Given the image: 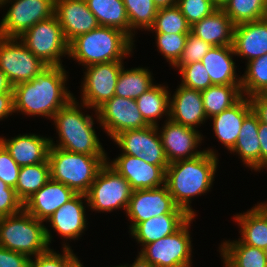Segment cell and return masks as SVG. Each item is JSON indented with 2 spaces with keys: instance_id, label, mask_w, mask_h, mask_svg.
<instances>
[{
  "instance_id": "6da1fadb",
  "label": "cell",
  "mask_w": 267,
  "mask_h": 267,
  "mask_svg": "<svg viewBox=\"0 0 267 267\" xmlns=\"http://www.w3.org/2000/svg\"><path fill=\"white\" fill-rule=\"evenodd\" d=\"M63 66H47L34 79L13 86L14 113L53 116L74 96L65 87Z\"/></svg>"
},
{
  "instance_id": "7a4b0ae2",
  "label": "cell",
  "mask_w": 267,
  "mask_h": 267,
  "mask_svg": "<svg viewBox=\"0 0 267 267\" xmlns=\"http://www.w3.org/2000/svg\"><path fill=\"white\" fill-rule=\"evenodd\" d=\"M218 161L214 150L208 149L197 157L172 162L165 170V186L175 204L192 217L196 215L189 202L209 191Z\"/></svg>"
},
{
  "instance_id": "3957f363",
  "label": "cell",
  "mask_w": 267,
  "mask_h": 267,
  "mask_svg": "<svg viewBox=\"0 0 267 267\" xmlns=\"http://www.w3.org/2000/svg\"><path fill=\"white\" fill-rule=\"evenodd\" d=\"M134 40L120 29L99 26L69 43L68 56L88 67L122 61L131 54Z\"/></svg>"
},
{
  "instance_id": "277c9868",
  "label": "cell",
  "mask_w": 267,
  "mask_h": 267,
  "mask_svg": "<svg viewBox=\"0 0 267 267\" xmlns=\"http://www.w3.org/2000/svg\"><path fill=\"white\" fill-rule=\"evenodd\" d=\"M75 99L53 116L60 142L56 145L50 137V146L86 155H107L93 129L92 116L81 112Z\"/></svg>"
},
{
  "instance_id": "5b68a950",
  "label": "cell",
  "mask_w": 267,
  "mask_h": 267,
  "mask_svg": "<svg viewBox=\"0 0 267 267\" xmlns=\"http://www.w3.org/2000/svg\"><path fill=\"white\" fill-rule=\"evenodd\" d=\"M50 178L75 193L86 194L100 169L108 162L106 155H86L50 146Z\"/></svg>"
},
{
  "instance_id": "8992f818",
  "label": "cell",
  "mask_w": 267,
  "mask_h": 267,
  "mask_svg": "<svg viewBox=\"0 0 267 267\" xmlns=\"http://www.w3.org/2000/svg\"><path fill=\"white\" fill-rule=\"evenodd\" d=\"M52 235L43 222L24 208L13 215L0 218V246L28 256H38L50 248Z\"/></svg>"
},
{
  "instance_id": "52a82bcc",
  "label": "cell",
  "mask_w": 267,
  "mask_h": 267,
  "mask_svg": "<svg viewBox=\"0 0 267 267\" xmlns=\"http://www.w3.org/2000/svg\"><path fill=\"white\" fill-rule=\"evenodd\" d=\"M18 38L47 66H62L61 57L68 55L69 43L55 15L36 23Z\"/></svg>"
},
{
  "instance_id": "ba28073f",
  "label": "cell",
  "mask_w": 267,
  "mask_h": 267,
  "mask_svg": "<svg viewBox=\"0 0 267 267\" xmlns=\"http://www.w3.org/2000/svg\"><path fill=\"white\" fill-rule=\"evenodd\" d=\"M132 193L129 182L106 162L86 193L87 204L95 211H126Z\"/></svg>"
},
{
  "instance_id": "9c48e42d",
  "label": "cell",
  "mask_w": 267,
  "mask_h": 267,
  "mask_svg": "<svg viewBox=\"0 0 267 267\" xmlns=\"http://www.w3.org/2000/svg\"><path fill=\"white\" fill-rule=\"evenodd\" d=\"M191 217L175 233L145 245L139 252L154 267H191Z\"/></svg>"
},
{
  "instance_id": "30bf717a",
  "label": "cell",
  "mask_w": 267,
  "mask_h": 267,
  "mask_svg": "<svg viewBox=\"0 0 267 267\" xmlns=\"http://www.w3.org/2000/svg\"><path fill=\"white\" fill-rule=\"evenodd\" d=\"M46 67L19 38L0 36V69L13 86L34 79Z\"/></svg>"
},
{
  "instance_id": "8fae6325",
  "label": "cell",
  "mask_w": 267,
  "mask_h": 267,
  "mask_svg": "<svg viewBox=\"0 0 267 267\" xmlns=\"http://www.w3.org/2000/svg\"><path fill=\"white\" fill-rule=\"evenodd\" d=\"M11 1V3H10ZM7 0L11 4L0 23V36L19 37L36 23L54 16L55 0ZM13 2V3H12Z\"/></svg>"
},
{
  "instance_id": "7c38bea8",
  "label": "cell",
  "mask_w": 267,
  "mask_h": 267,
  "mask_svg": "<svg viewBox=\"0 0 267 267\" xmlns=\"http://www.w3.org/2000/svg\"><path fill=\"white\" fill-rule=\"evenodd\" d=\"M123 61H113L90 65L84 73L82 82V106L94 108L95 111L107 100L115 96V87Z\"/></svg>"
},
{
  "instance_id": "4fadbf2b",
  "label": "cell",
  "mask_w": 267,
  "mask_h": 267,
  "mask_svg": "<svg viewBox=\"0 0 267 267\" xmlns=\"http://www.w3.org/2000/svg\"><path fill=\"white\" fill-rule=\"evenodd\" d=\"M158 126L120 132L113 140L122 149L121 154L139 157L152 165H169L158 133Z\"/></svg>"
},
{
  "instance_id": "5bb4252c",
  "label": "cell",
  "mask_w": 267,
  "mask_h": 267,
  "mask_svg": "<svg viewBox=\"0 0 267 267\" xmlns=\"http://www.w3.org/2000/svg\"><path fill=\"white\" fill-rule=\"evenodd\" d=\"M167 213H187L178 207L167 187L133 190L126 210L131 220L130 231L139 223Z\"/></svg>"
},
{
  "instance_id": "9a60e30c",
  "label": "cell",
  "mask_w": 267,
  "mask_h": 267,
  "mask_svg": "<svg viewBox=\"0 0 267 267\" xmlns=\"http://www.w3.org/2000/svg\"><path fill=\"white\" fill-rule=\"evenodd\" d=\"M104 131L113 139L120 132L141 129L148 124L143 119L135 99L113 96L95 112Z\"/></svg>"
},
{
  "instance_id": "2e32d148",
  "label": "cell",
  "mask_w": 267,
  "mask_h": 267,
  "mask_svg": "<svg viewBox=\"0 0 267 267\" xmlns=\"http://www.w3.org/2000/svg\"><path fill=\"white\" fill-rule=\"evenodd\" d=\"M108 164L129 182L133 190L155 189L165 185V170L168 165H152L127 154H120Z\"/></svg>"
},
{
  "instance_id": "e0dca14e",
  "label": "cell",
  "mask_w": 267,
  "mask_h": 267,
  "mask_svg": "<svg viewBox=\"0 0 267 267\" xmlns=\"http://www.w3.org/2000/svg\"><path fill=\"white\" fill-rule=\"evenodd\" d=\"M166 121L163 128H161L162 130L158 132L169 164L197 157L204 152V150L198 151L196 149L197 145L202 141L199 131L195 128L175 123L170 119Z\"/></svg>"
},
{
  "instance_id": "ac0fdd59",
  "label": "cell",
  "mask_w": 267,
  "mask_h": 267,
  "mask_svg": "<svg viewBox=\"0 0 267 267\" xmlns=\"http://www.w3.org/2000/svg\"><path fill=\"white\" fill-rule=\"evenodd\" d=\"M54 15L68 43L100 26L85 0H55Z\"/></svg>"
},
{
  "instance_id": "d6986e66",
  "label": "cell",
  "mask_w": 267,
  "mask_h": 267,
  "mask_svg": "<svg viewBox=\"0 0 267 267\" xmlns=\"http://www.w3.org/2000/svg\"><path fill=\"white\" fill-rule=\"evenodd\" d=\"M75 194L68 186L50 178L40 190L23 203V208L36 219L45 222Z\"/></svg>"
},
{
  "instance_id": "ffe728a7",
  "label": "cell",
  "mask_w": 267,
  "mask_h": 267,
  "mask_svg": "<svg viewBox=\"0 0 267 267\" xmlns=\"http://www.w3.org/2000/svg\"><path fill=\"white\" fill-rule=\"evenodd\" d=\"M171 98L169 105L171 121L195 128L208 119L204 111L201 91L179 85Z\"/></svg>"
},
{
  "instance_id": "44dd1931",
  "label": "cell",
  "mask_w": 267,
  "mask_h": 267,
  "mask_svg": "<svg viewBox=\"0 0 267 267\" xmlns=\"http://www.w3.org/2000/svg\"><path fill=\"white\" fill-rule=\"evenodd\" d=\"M232 46L248 62L267 54V18L236 25Z\"/></svg>"
},
{
  "instance_id": "7402d4cb",
  "label": "cell",
  "mask_w": 267,
  "mask_h": 267,
  "mask_svg": "<svg viewBox=\"0 0 267 267\" xmlns=\"http://www.w3.org/2000/svg\"><path fill=\"white\" fill-rule=\"evenodd\" d=\"M0 143L20 167L43 163L48 159L50 138L24 134L11 139L0 137Z\"/></svg>"
},
{
  "instance_id": "603a6c76",
  "label": "cell",
  "mask_w": 267,
  "mask_h": 267,
  "mask_svg": "<svg viewBox=\"0 0 267 267\" xmlns=\"http://www.w3.org/2000/svg\"><path fill=\"white\" fill-rule=\"evenodd\" d=\"M83 200L87 201L86 194L76 193L47 220L62 237L75 240L86 229V209Z\"/></svg>"
},
{
  "instance_id": "cb8c5ba5",
  "label": "cell",
  "mask_w": 267,
  "mask_h": 267,
  "mask_svg": "<svg viewBox=\"0 0 267 267\" xmlns=\"http://www.w3.org/2000/svg\"><path fill=\"white\" fill-rule=\"evenodd\" d=\"M252 110L250 98L244 95L232 107L211 118L216 137L227 149L235 146L244 118Z\"/></svg>"
},
{
  "instance_id": "d4e9b609",
  "label": "cell",
  "mask_w": 267,
  "mask_h": 267,
  "mask_svg": "<svg viewBox=\"0 0 267 267\" xmlns=\"http://www.w3.org/2000/svg\"><path fill=\"white\" fill-rule=\"evenodd\" d=\"M192 216L188 213H167L139 222L131 235L141 246L169 236L179 230Z\"/></svg>"
},
{
  "instance_id": "484cf974",
  "label": "cell",
  "mask_w": 267,
  "mask_h": 267,
  "mask_svg": "<svg viewBox=\"0 0 267 267\" xmlns=\"http://www.w3.org/2000/svg\"><path fill=\"white\" fill-rule=\"evenodd\" d=\"M234 28L235 25L227 14L222 9H217L195 22L191 26V33L211 46H232Z\"/></svg>"
},
{
  "instance_id": "4316f807",
  "label": "cell",
  "mask_w": 267,
  "mask_h": 267,
  "mask_svg": "<svg viewBox=\"0 0 267 267\" xmlns=\"http://www.w3.org/2000/svg\"><path fill=\"white\" fill-rule=\"evenodd\" d=\"M233 55V46H213L201 59L213 85L241 84V77L237 78L235 73Z\"/></svg>"
},
{
  "instance_id": "83f0119b",
  "label": "cell",
  "mask_w": 267,
  "mask_h": 267,
  "mask_svg": "<svg viewBox=\"0 0 267 267\" xmlns=\"http://www.w3.org/2000/svg\"><path fill=\"white\" fill-rule=\"evenodd\" d=\"M234 216L242 233V238L239 240L243 244L265 249L267 246V206L259 203L251 210Z\"/></svg>"
},
{
  "instance_id": "f1b7e54d",
  "label": "cell",
  "mask_w": 267,
  "mask_h": 267,
  "mask_svg": "<svg viewBox=\"0 0 267 267\" xmlns=\"http://www.w3.org/2000/svg\"><path fill=\"white\" fill-rule=\"evenodd\" d=\"M259 118L252 110L242 123L238 139L230 152H236L247 167L260 170Z\"/></svg>"
},
{
  "instance_id": "f546056e",
  "label": "cell",
  "mask_w": 267,
  "mask_h": 267,
  "mask_svg": "<svg viewBox=\"0 0 267 267\" xmlns=\"http://www.w3.org/2000/svg\"><path fill=\"white\" fill-rule=\"evenodd\" d=\"M225 267H267L264 249L243 244L240 240L220 245Z\"/></svg>"
},
{
  "instance_id": "4dcf8cb0",
  "label": "cell",
  "mask_w": 267,
  "mask_h": 267,
  "mask_svg": "<svg viewBox=\"0 0 267 267\" xmlns=\"http://www.w3.org/2000/svg\"><path fill=\"white\" fill-rule=\"evenodd\" d=\"M166 88L168 87L156 84L135 99L138 109L148 125L158 126L157 119L164 115H168L167 119H169L171 94Z\"/></svg>"
},
{
  "instance_id": "1f68e13d",
  "label": "cell",
  "mask_w": 267,
  "mask_h": 267,
  "mask_svg": "<svg viewBox=\"0 0 267 267\" xmlns=\"http://www.w3.org/2000/svg\"><path fill=\"white\" fill-rule=\"evenodd\" d=\"M201 93L207 118H212L232 107L244 96L241 84L213 85Z\"/></svg>"
},
{
  "instance_id": "d6a6232c",
  "label": "cell",
  "mask_w": 267,
  "mask_h": 267,
  "mask_svg": "<svg viewBox=\"0 0 267 267\" xmlns=\"http://www.w3.org/2000/svg\"><path fill=\"white\" fill-rule=\"evenodd\" d=\"M100 26L122 30L129 36V20L122 0H85Z\"/></svg>"
},
{
  "instance_id": "836d02e7",
  "label": "cell",
  "mask_w": 267,
  "mask_h": 267,
  "mask_svg": "<svg viewBox=\"0 0 267 267\" xmlns=\"http://www.w3.org/2000/svg\"><path fill=\"white\" fill-rule=\"evenodd\" d=\"M152 77L148 69L138 67L125 70L123 66L115 87V95L123 98L137 99L155 85L153 84Z\"/></svg>"
},
{
  "instance_id": "e575fe53",
  "label": "cell",
  "mask_w": 267,
  "mask_h": 267,
  "mask_svg": "<svg viewBox=\"0 0 267 267\" xmlns=\"http://www.w3.org/2000/svg\"><path fill=\"white\" fill-rule=\"evenodd\" d=\"M50 179L48 159L39 164L22 166L15 187L17 197L24 203Z\"/></svg>"
},
{
  "instance_id": "d590c367",
  "label": "cell",
  "mask_w": 267,
  "mask_h": 267,
  "mask_svg": "<svg viewBox=\"0 0 267 267\" xmlns=\"http://www.w3.org/2000/svg\"><path fill=\"white\" fill-rule=\"evenodd\" d=\"M222 10L235 26L259 21L267 18V0H229Z\"/></svg>"
},
{
  "instance_id": "8d00e7d4",
  "label": "cell",
  "mask_w": 267,
  "mask_h": 267,
  "mask_svg": "<svg viewBox=\"0 0 267 267\" xmlns=\"http://www.w3.org/2000/svg\"><path fill=\"white\" fill-rule=\"evenodd\" d=\"M241 90L249 98L267 91V54L247 62L245 75L241 76Z\"/></svg>"
},
{
  "instance_id": "74e56055",
  "label": "cell",
  "mask_w": 267,
  "mask_h": 267,
  "mask_svg": "<svg viewBox=\"0 0 267 267\" xmlns=\"http://www.w3.org/2000/svg\"><path fill=\"white\" fill-rule=\"evenodd\" d=\"M129 20V37L133 40V30L145 28L150 31L158 8L153 0H122Z\"/></svg>"
},
{
  "instance_id": "f35d334b",
  "label": "cell",
  "mask_w": 267,
  "mask_h": 267,
  "mask_svg": "<svg viewBox=\"0 0 267 267\" xmlns=\"http://www.w3.org/2000/svg\"><path fill=\"white\" fill-rule=\"evenodd\" d=\"M150 30H155V33L189 34L191 25L175 5L158 9L154 24Z\"/></svg>"
},
{
  "instance_id": "ab89813d",
  "label": "cell",
  "mask_w": 267,
  "mask_h": 267,
  "mask_svg": "<svg viewBox=\"0 0 267 267\" xmlns=\"http://www.w3.org/2000/svg\"><path fill=\"white\" fill-rule=\"evenodd\" d=\"M187 36L188 34L156 33V46L173 67L181 58Z\"/></svg>"
},
{
  "instance_id": "60d3db41",
  "label": "cell",
  "mask_w": 267,
  "mask_h": 267,
  "mask_svg": "<svg viewBox=\"0 0 267 267\" xmlns=\"http://www.w3.org/2000/svg\"><path fill=\"white\" fill-rule=\"evenodd\" d=\"M179 70L182 76V83L180 85L199 91L213 86L208 72L201 61L182 65Z\"/></svg>"
},
{
  "instance_id": "b9f144b4",
  "label": "cell",
  "mask_w": 267,
  "mask_h": 267,
  "mask_svg": "<svg viewBox=\"0 0 267 267\" xmlns=\"http://www.w3.org/2000/svg\"><path fill=\"white\" fill-rule=\"evenodd\" d=\"M63 254H58L53 249L35 257L31 258L30 264L33 267H73L79 260L73 253L70 246L63 244Z\"/></svg>"
},
{
  "instance_id": "7bdbcfd3",
  "label": "cell",
  "mask_w": 267,
  "mask_h": 267,
  "mask_svg": "<svg viewBox=\"0 0 267 267\" xmlns=\"http://www.w3.org/2000/svg\"><path fill=\"white\" fill-rule=\"evenodd\" d=\"M176 6L191 26L217 10L211 0H177Z\"/></svg>"
},
{
  "instance_id": "ee69618b",
  "label": "cell",
  "mask_w": 267,
  "mask_h": 267,
  "mask_svg": "<svg viewBox=\"0 0 267 267\" xmlns=\"http://www.w3.org/2000/svg\"><path fill=\"white\" fill-rule=\"evenodd\" d=\"M212 47L209 43L190 32L187 36L181 58L174 66L179 69L182 65L201 61Z\"/></svg>"
},
{
  "instance_id": "f6af8a7d",
  "label": "cell",
  "mask_w": 267,
  "mask_h": 267,
  "mask_svg": "<svg viewBox=\"0 0 267 267\" xmlns=\"http://www.w3.org/2000/svg\"><path fill=\"white\" fill-rule=\"evenodd\" d=\"M20 168L7 149L0 143V179L8 187L15 189Z\"/></svg>"
},
{
  "instance_id": "bcb514c9",
  "label": "cell",
  "mask_w": 267,
  "mask_h": 267,
  "mask_svg": "<svg viewBox=\"0 0 267 267\" xmlns=\"http://www.w3.org/2000/svg\"><path fill=\"white\" fill-rule=\"evenodd\" d=\"M22 209L23 202L17 197L15 189L0 179V218L16 214Z\"/></svg>"
},
{
  "instance_id": "7dc6e473",
  "label": "cell",
  "mask_w": 267,
  "mask_h": 267,
  "mask_svg": "<svg viewBox=\"0 0 267 267\" xmlns=\"http://www.w3.org/2000/svg\"><path fill=\"white\" fill-rule=\"evenodd\" d=\"M30 258L0 246V267H28Z\"/></svg>"
},
{
  "instance_id": "c3c4849f",
  "label": "cell",
  "mask_w": 267,
  "mask_h": 267,
  "mask_svg": "<svg viewBox=\"0 0 267 267\" xmlns=\"http://www.w3.org/2000/svg\"><path fill=\"white\" fill-rule=\"evenodd\" d=\"M250 102L259 121L267 124V96L265 94L254 95L250 97Z\"/></svg>"
},
{
  "instance_id": "681fc988",
  "label": "cell",
  "mask_w": 267,
  "mask_h": 267,
  "mask_svg": "<svg viewBox=\"0 0 267 267\" xmlns=\"http://www.w3.org/2000/svg\"><path fill=\"white\" fill-rule=\"evenodd\" d=\"M258 139L260 142V170L267 168V124L259 121Z\"/></svg>"
},
{
  "instance_id": "f907efd6",
  "label": "cell",
  "mask_w": 267,
  "mask_h": 267,
  "mask_svg": "<svg viewBox=\"0 0 267 267\" xmlns=\"http://www.w3.org/2000/svg\"><path fill=\"white\" fill-rule=\"evenodd\" d=\"M14 113L13 93L0 94V120Z\"/></svg>"
},
{
  "instance_id": "816d5d0a",
  "label": "cell",
  "mask_w": 267,
  "mask_h": 267,
  "mask_svg": "<svg viewBox=\"0 0 267 267\" xmlns=\"http://www.w3.org/2000/svg\"><path fill=\"white\" fill-rule=\"evenodd\" d=\"M13 93V85L8 80L5 73L0 69V94Z\"/></svg>"
},
{
  "instance_id": "f5cc1de1",
  "label": "cell",
  "mask_w": 267,
  "mask_h": 267,
  "mask_svg": "<svg viewBox=\"0 0 267 267\" xmlns=\"http://www.w3.org/2000/svg\"><path fill=\"white\" fill-rule=\"evenodd\" d=\"M123 267H154L151 263H149L140 253L135 259L132 265H122Z\"/></svg>"
},
{
  "instance_id": "db71d44e",
  "label": "cell",
  "mask_w": 267,
  "mask_h": 267,
  "mask_svg": "<svg viewBox=\"0 0 267 267\" xmlns=\"http://www.w3.org/2000/svg\"><path fill=\"white\" fill-rule=\"evenodd\" d=\"M154 5L160 8L172 7L176 5L177 0H153Z\"/></svg>"
},
{
  "instance_id": "11a10c76",
  "label": "cell",
  "mask_w": 267,
  "mask_h": 267,
  "mask_svg": "<svg viewBox=\"0 0 267 267\" xmlns=\"http://www.w3.org/2000/svg\"><path fill=\"white\" fill-rule=\"evenodd\" d=\"M217 9H223L229 0H211Z\"/></svg>"
},
{
  "instance_id": "9f6ffc18",
  "label": "cell",
  "mask_w": 267,
  "mask_h": 267,
  "mask_svg": "<svg viewBox=\"0 0 267 267\" xmlns=\"http://www.w3.org/2000/svg\"><path fill=\"white\" fill-rule=\"evenodd\" d=\"M82 264L79 260L73 267H84Z\"/></svg>"
},
{
  "instance_id": "6f0895ef",
  "label": "cell",
  "mask_w": 267,
  "mask_h": 267,
  "mask_svg": "<svg viewBox=\"0 0 267 267\" xmlns=\"http://www.w3.org/2000/svg\"><path fill=\"white\" fill-rule=\"evenodd\" d=\"M7 0H0V7L3 6V4L6 2Z\"/></svg>"
},
{
  "instance_id": "680465c9",
  "label": "cell",
  "mask_w": 267,
  "mask_h": 267,
  "mask_svg": "<svg viewBox=\"0 0 267 267\" xmlns=\"http://www.w3.org/2000/svg\"><path fill=\"white\" fill-rule=\"evenodd\" d=\"M264 252H265V255H266V258H267V246H266V248L264 249Z\"/></svg>"
}]
</instances>
